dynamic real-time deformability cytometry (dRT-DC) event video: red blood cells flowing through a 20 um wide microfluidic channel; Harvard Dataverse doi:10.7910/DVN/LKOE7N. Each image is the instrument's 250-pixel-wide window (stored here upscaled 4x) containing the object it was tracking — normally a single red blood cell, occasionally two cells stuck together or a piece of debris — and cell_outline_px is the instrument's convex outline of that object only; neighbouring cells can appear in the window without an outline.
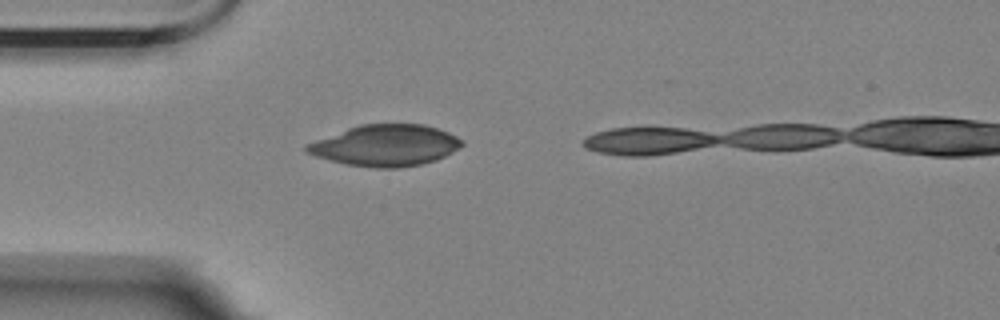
{"species": "Egyptian fruit bat (a non-hibernating species)", "species_latin": "Rousettus aegyptiacus", "temperature_condition": "room temperature", "stored_images_in_passage": 2, "camera_frame_rate_fps": 3000, "um_per_image_px": 0.085, "animal": {"sex": "female"}, "frame": {"image": 1, "passage_image": 1, "time_ms": 0.0, "image_size_px": [1000, 320], "cell_outline_px": [[464, 144], [460, 148], [436, 160], [420, 164], [396, 168], [376, 168], [348, 164], [316, 156], [304, 152], [304, 144], [348, 128], [360, 124], [424, 124], [448, 132], [464, 140]], "centroid_in_image_um": [32.77, 12.35], "position_along_channel_um": 52.2, "area_um2": 37.22}}